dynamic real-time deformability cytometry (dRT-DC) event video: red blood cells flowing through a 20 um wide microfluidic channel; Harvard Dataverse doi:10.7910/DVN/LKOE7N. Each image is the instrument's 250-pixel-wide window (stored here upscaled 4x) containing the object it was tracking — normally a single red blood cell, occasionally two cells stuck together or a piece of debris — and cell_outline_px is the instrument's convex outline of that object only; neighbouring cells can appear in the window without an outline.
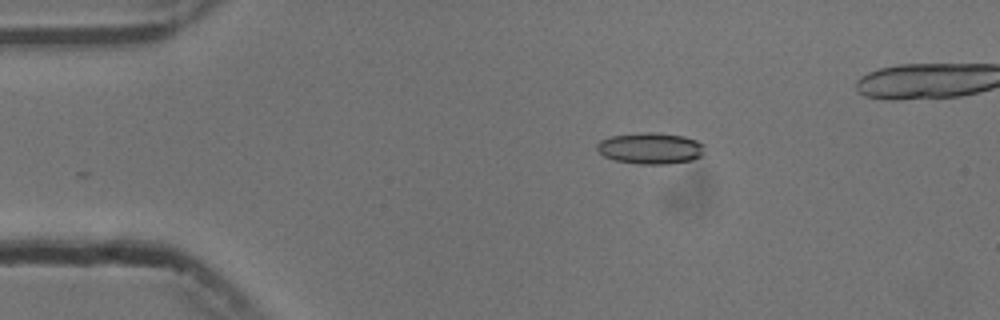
{"species": "common noctule bat (a hibernating species)", "species_latin": "Nyctalus noctula", "temperature_condition": "cold", "stored_images_in_passage": 10, "camera_frame_rate_fps": 3000, "um_per_image_px": 0.085, "animal": {"sex": "male", "body_mass_g": 13.3}, "frame": {"image": 1, "passage_image": 6, "time_ms": 1.667, "image_size_px": [1000, 320], "cell_outline_px": [[704, 156], [692, 160], [668, 164], [640, 164], [616, 160], [604, 156], [596, 148], [596, 144], [600, 140], [612, 136], [640, 132], [656, 132], [684, 136], [696, 140], [704, 144]], "centroid_in_image_um": [55.33, 12.6], "position_along_channel_um": 29.7, "area_um2": 19.83}}